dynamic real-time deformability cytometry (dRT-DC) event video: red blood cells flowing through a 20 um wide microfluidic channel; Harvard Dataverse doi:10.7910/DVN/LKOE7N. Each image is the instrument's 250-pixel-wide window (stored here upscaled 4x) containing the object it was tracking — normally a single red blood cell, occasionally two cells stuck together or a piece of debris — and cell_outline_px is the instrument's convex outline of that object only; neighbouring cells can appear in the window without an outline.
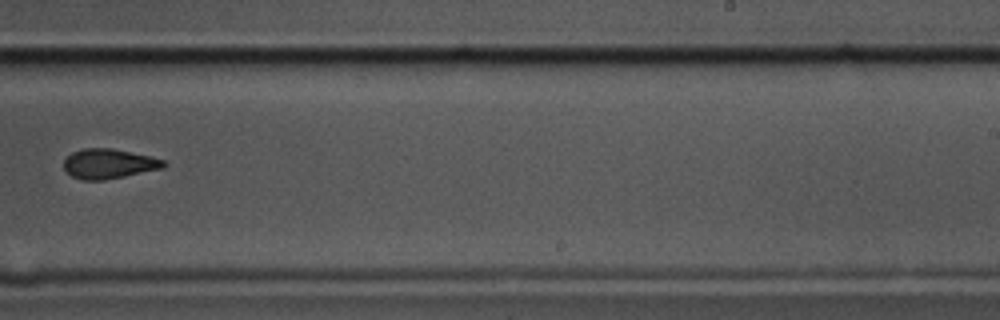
{"species": "common noctule bat (a hibernating species)", "species_latin": "Nyctalus noctula", "temperature_condition": "cold", "stored_images_in_passage": 10, "camera_frame_rate_fps": 3000, "um_per_image_px": 0.085, "animal": {"sex": "male", "body_mass_g": 17.5, "forearm_length_mm": 52.3}, "frame": {"image": 1, "passage_image": 10, "time_ms": 3.0, "image_size_px": [1000, 320], "cell_outline_px": [[168, 164], [164, 168], [104, 180], [84, 180], [72, 176], [64, 168], [64, 160], [72, 152], [84, 148], [112, 148], [148, 156], [164, 160]], "centroid_in_image_um": [9.26, 13.92], "position_along_channel_um": 279.7, "area_um2": 17.17}}